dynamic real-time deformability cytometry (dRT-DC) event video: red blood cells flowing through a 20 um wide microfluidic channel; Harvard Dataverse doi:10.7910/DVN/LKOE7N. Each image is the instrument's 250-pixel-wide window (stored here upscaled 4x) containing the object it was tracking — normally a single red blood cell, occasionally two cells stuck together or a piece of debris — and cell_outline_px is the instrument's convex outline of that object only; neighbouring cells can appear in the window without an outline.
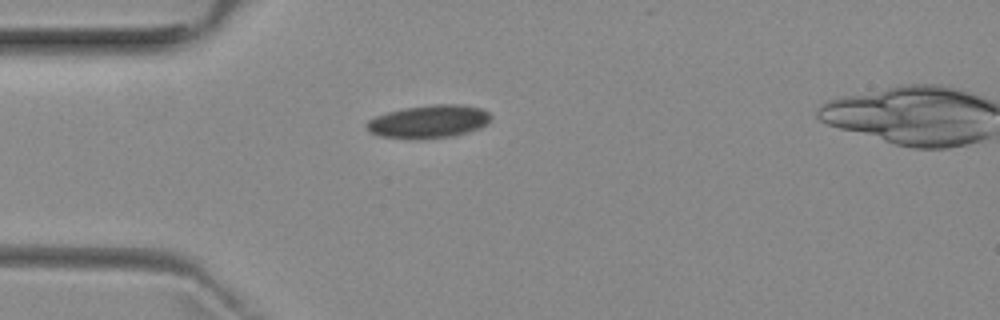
{"species": "common noctule bat (a hibernating species)", "species_latin": "Nyctalus noctula", "temperature_condition": "room temperature", "stored_images_in_passage": 2, "camera_frame_rate_fps": 3000, "um_per_image_px": 0.085, "animal": {"sex": "female", "body_mass_g": 29.2, "forearm_length_mm": 56.3}, "frame": {"image": 1, "passage_image": 1, "time_ms": 0.0, "image_size_px": [1000, 320], "cell_outline_px": [[492, 120], [488, 124], [480, 128], [468, 132], [452, 136], [380, 136], [368, 132], [364, 124], [368, 120], [376, 116], [388, 112], [404, 108], [432, 104], [460, 104], [480, 108], [488, 112], [492, 116]], "centroid_in_image_um": [36.49, 10.28], "position_along_channel_um": 48.5, "area_um2": 23.24}}